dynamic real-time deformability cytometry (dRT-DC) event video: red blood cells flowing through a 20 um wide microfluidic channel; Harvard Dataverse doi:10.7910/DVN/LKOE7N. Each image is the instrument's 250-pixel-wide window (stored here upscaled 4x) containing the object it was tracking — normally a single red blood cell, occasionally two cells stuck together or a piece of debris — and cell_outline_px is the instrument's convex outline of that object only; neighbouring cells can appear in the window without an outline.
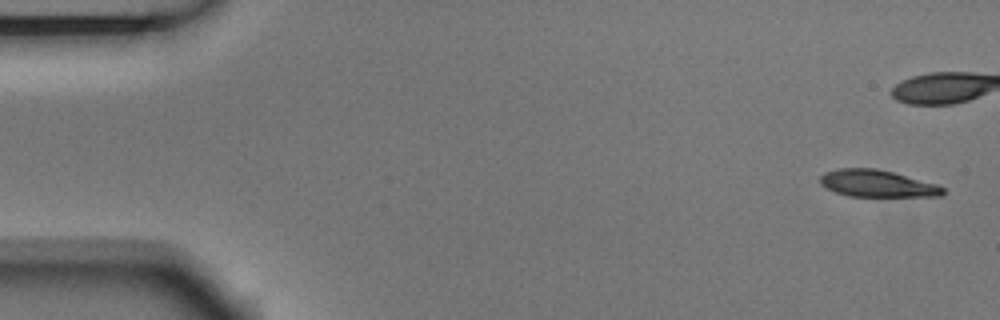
{"species": "Egyptian fruit bat (a non-hibernating species)", "species_latin": "Rousettus aegyptiacus", "temperature_condition": "room temperature", "stored_images_in_passage": 8, "camera_frame_rate_fps": 3000, "um_per_image_px": 0.085, "animal": {"sex": "male"}, "frame": {"image": 1, "passage_image": 1, "time_ms": 0.0, "image_size_px": [1000, 320], "cell_outline_px": [[944, 192], [940, 196], [848, 196], [836, 192], [820, 184], [820, 176], [824, 172], [840, 168], [876, 168], [892, 172], [936, 184], [944, 188]], "centroid_in_image_um": [74.53, 15.59], "position_along_channel_um": 10.5, "area_um2": 19.07}}
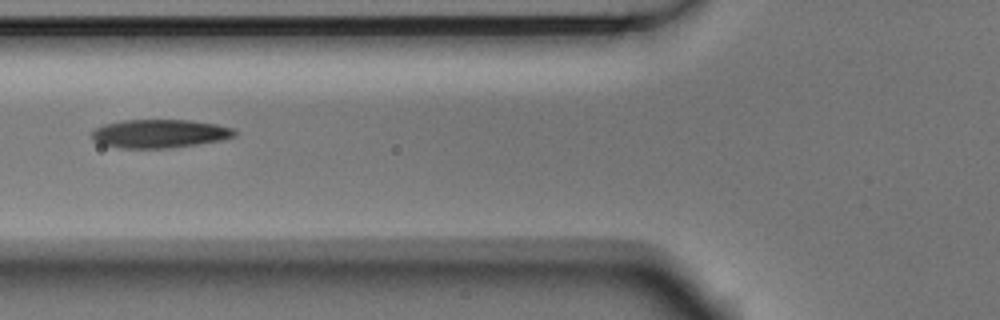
{"frame": {"image": 2, "passage_image": 7, "time_ms": 2.0, "image_size_px": [1000, 320], "cell_outline_px": [[236, 136], [220, 140], [196, 144], [168, 148], [120, 148], [100, 144], [92, 140], [92, 132], [96, 128], [104, 124], [124, 120], [192, 120], [216, 124], [232, 128], [236, 132]], "centroid_in_image_um": [13.54, 11.36], "position_along_channel_um": 112.3, "area_um2": 23.64}}
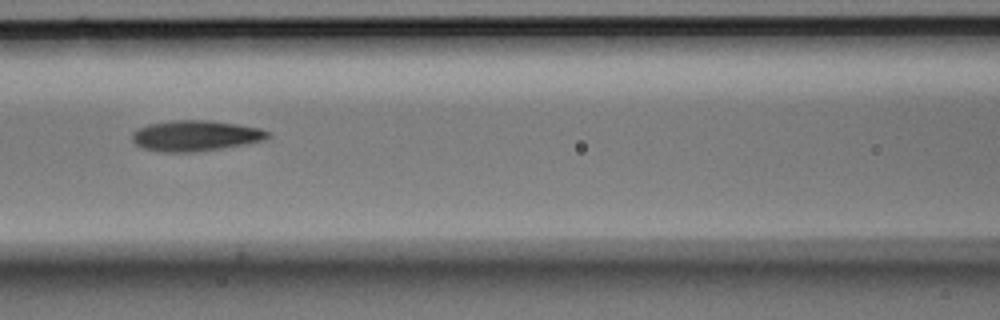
{"frame": {"image": 3, "passage_image": 8, "time_ms": 2.333, "image_size_px": [1000, 320], "cell_outline_px": [[272, 136], [264, 140], [244, 144], [196, 152], [160, 152], [144, 148], [136, 144], [132, 140], [132, 132], [136, 128], [148, 124], [172, 120], [208, 120], [236, 124], [260, 128], [268, 132]], "centroid_in_image_um": [16.58, 11.53], "position_along_channel_um": 150.0, "area_um2": 24.28}}